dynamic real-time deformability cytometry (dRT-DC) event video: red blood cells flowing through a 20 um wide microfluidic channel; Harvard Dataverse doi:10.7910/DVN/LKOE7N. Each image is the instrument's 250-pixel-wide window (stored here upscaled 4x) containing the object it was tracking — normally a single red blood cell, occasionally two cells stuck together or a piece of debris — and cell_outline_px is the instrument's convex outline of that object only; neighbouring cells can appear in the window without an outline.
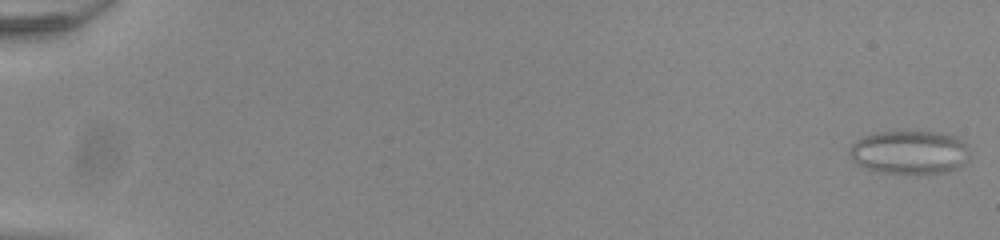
{"species": "common noctule bat (a hibernating species)", "species_latin": "Nyctalus noctula", "temperature_condition": "room temperature", "stored_images_in_passage": 55, "camera_frame_rate_fps": 3000, "um_per_image_px": 0.085, "animal": {"sex": "male", "body_mass_g": 20.0, "forearm_length_mm": 53.3}, "frame": {"image": 1, "passage_image": 1, "time_ms": 0.0, "image_size_px": [1000, 240], "cell_outline_px": [[968, 160], [964, 164], [948, 172], [876, 172], [856, 164], [848, 156], [848, 148], [856, 140], [864, 136], [876, 132], [932, 132], [956, 136], [968, 144]], "centroid_in_image_um": [77.28, 12.93], "position_along_channel_um": 7.7, "area_um2": 30.4}}
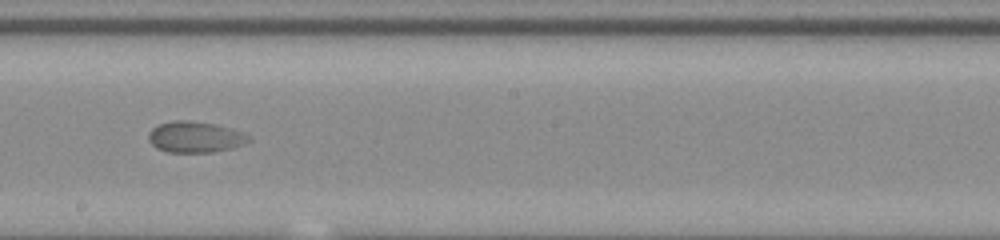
{"frame": {"image": 2, "passage_image": 33, "time_ms": 10.667, "image_size_px": [1000, 240], "cell_outline_px": [[252, 140], [232, 148], [212, 152], [168, 152], [156, 148], [148, 140], [148, 132], [152, 128], [160, 124], [172, 120], [188, 120], [216, 124], [232, 128], [244, 132], [252, 136]], "centroid_in_image_um": [16.61, 11.63], "position_along_channel_um": 231.6, "area_um2": 18.38}}
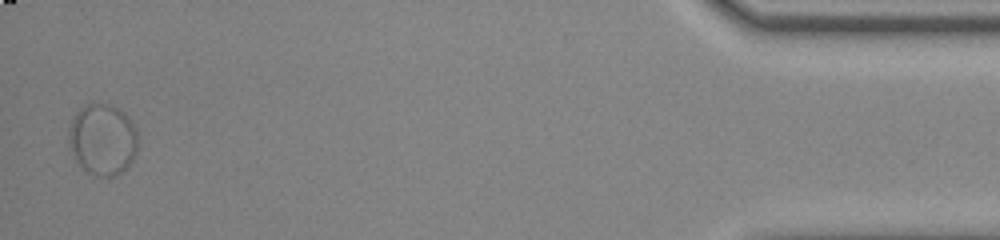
{"frame": {"image": 3, "passage_image": 54, "time_ms": 17.667, "image_size_px": [1000, 240], "cell_outline_px": [[136, 152], [132, 160], [120, 172], [112, 176], [96, 176], [88, 172], [76, 160], [68, 140], [68, 128], [72, 116], [84, 104], [92, 100], [100, 100], [112, 104], [120, 108], [132, 120], [136, 128]], "centroid_in_image_um": [8.7, 11.75], "position_along_channel_um": 426.5, "area_um2": 29.25}}